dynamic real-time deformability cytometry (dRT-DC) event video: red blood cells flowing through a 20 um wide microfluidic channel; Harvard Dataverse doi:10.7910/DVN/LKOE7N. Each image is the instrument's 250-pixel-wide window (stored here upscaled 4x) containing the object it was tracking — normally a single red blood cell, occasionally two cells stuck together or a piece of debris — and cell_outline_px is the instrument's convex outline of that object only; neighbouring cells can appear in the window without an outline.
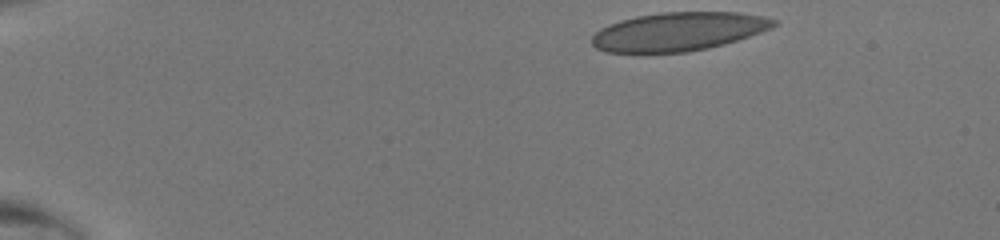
{"species": "human", "species_latin": "Homo sapiens", "temperature_condition": "room temperature", "stored_images_in_passage": 41, "camera_frame_rate_fps": 3000, "um_per_image_px": 0.085, "donor": {"sex": "male"}, "frame": {"image": 1, "passage_image": 1, "time_ms": 0.0, "image_size_px": [1000, 240], "cell_outline_px": [[776, 24], [772, 28], [724, 44], [708, 48], [688, 52], [608, 52], [596, 48], [592, 44], [592, 36], [600, 28], [608, 24], [620, 20], [636, 16], [664, 12], [740, 12], [760, 16], [776, 20]], "centroid_in_image_um": [57.64, 2.68], "position_along_channel_um": 27.4, "area_um2": 40.63}}
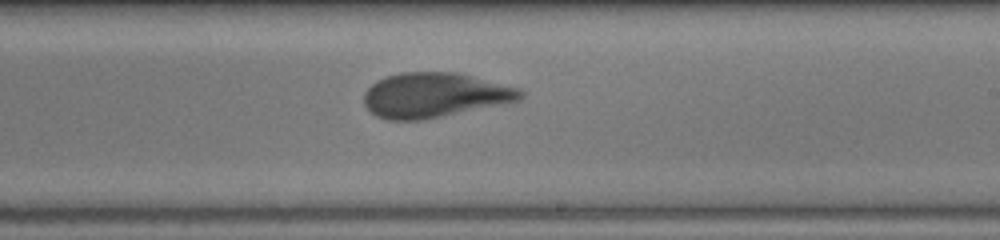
{"frame": {"image": 2, "passage_image": 24, "time_ms": 7.667, "image_size_px": [1000, 240], "cell_outline_px": [[524, 96], [520, 100], [424, 120], [388, 120], [376, 116], [364, 104], [364, 92], [376, 80], [384, 76], [400, 72], [456, 72], [520, 88], [524, 92]], "centroid_in_image_um": [36.92, 8.08], "position_along_channel_um": 252.1, "area_um2": 40.86}}
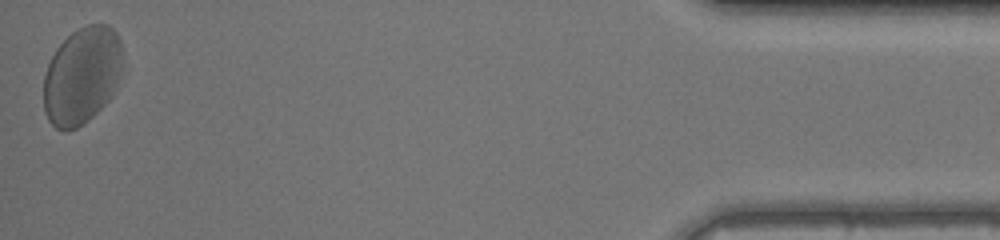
{"frame": {"image": 3, "passage_image": 41, "time_ms": 13.333, "image_size_px": [1000, 240], "cell_outline_px": [[124, 68], [108, 100], [88, 120], [76, 128], [68, 132], [64, 132], [56, 128], [48, 120], [44, 112], [44, 76], [48, 64], [56, 48], [72, 32], [88, 24], [108, 24], [116, 32], [120, 40]], "centroid_in_image_um": [6.96, 6.43], "position_along_channel_um": 428.2, "area_um2": 44.91}}